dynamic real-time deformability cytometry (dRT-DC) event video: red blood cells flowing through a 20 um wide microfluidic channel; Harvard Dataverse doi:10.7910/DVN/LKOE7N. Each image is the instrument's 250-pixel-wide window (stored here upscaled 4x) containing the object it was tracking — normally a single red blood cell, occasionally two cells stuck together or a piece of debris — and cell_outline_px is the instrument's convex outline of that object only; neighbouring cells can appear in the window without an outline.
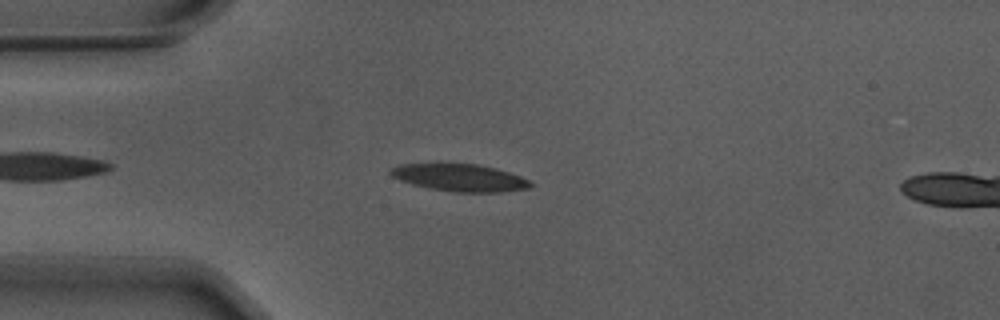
{"species": "Egyptian fruit bat (a non-hibernating species)", "species_latin": "Rousettus aegyptiacus", "temperature_condition": "warm", "stored_images_in_passage": 42, "camera_frame_rate_fps": 3000, "um_per_image_px": 0.085, "animal": {"sex": "male"}, "frame": {"image": 1, "passage_image": 6, "time_ms": 1.667, "image_size_px": [1000, 320], "cell_outline_px": [[532, 184], [528, 188], [500, 192], [456, 192], [428, 188], [412, 184], [400, 180], [392, 176], [388, 172], [392, 168], [400, 164], [476, 164], [496, 168], [520, 176], [528, 180]], "centroid_in_image_um": [39.06, 15.1], "position_along_channel_um": 45.9, "area_um2": 21.96}}
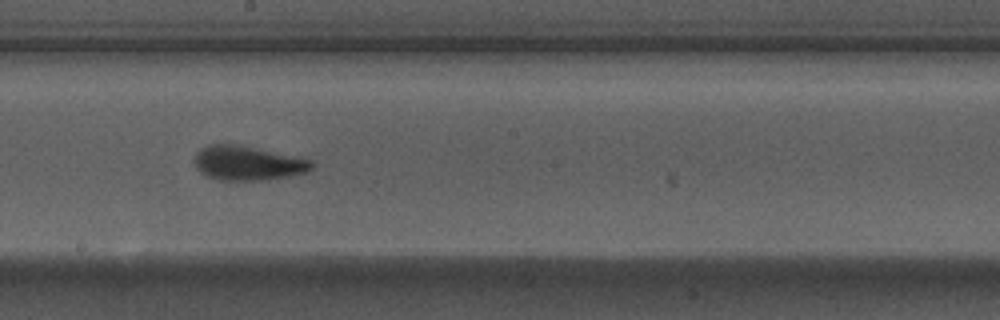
{"frame": {"image": 2, "passage_image": 22, "time_ms": 7.0, "image_size_px": [1000, 320], "cell_outline_px": [[316, 164], [308, 172], [288, 176], [260, 180], [220, 180], [208, 176], [200, 172], [196, 168], [192, 160], [196, 152], [200, 148], [208, 144], [232, 144], [312, 160]], "centroid_in_image_um": [21.0, 13.87], "position_along_channel_um": 227.2, "area_um2": 23.24}}
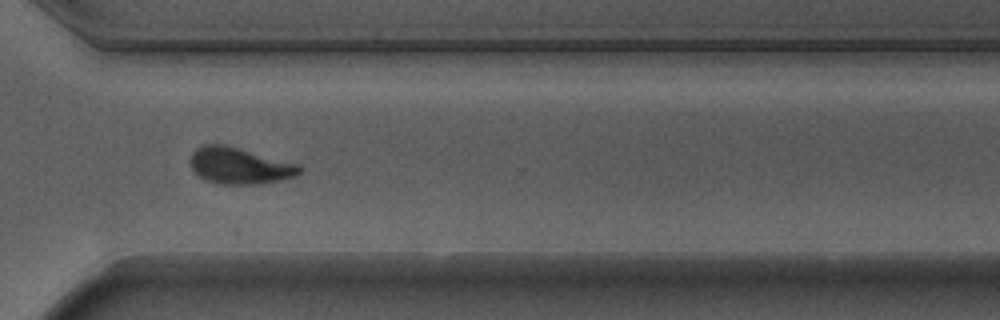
{"frame": {"image": 3, "passage_image": 32, "time_ms": 10.333, "image_size_px": [1000, 320], "cell_outline_px": [[304, 168], [300, 172], [292, 176], [280, 180], [256, 184], [220, 184], [204, 180], [192, 168], [188, 160], [192, 152], [196, 148], [204, 144], [224, 144], [300, 164]], "centroid_in_image_um": [20.33, 14.08], "position_along_channel_um": 350.3, "area_um2": 23.24}, "authors_computed_cell_mechanics": {"area_um2": 22.4553, "velocity_mm_per_s": 3.6968, "shape_relaxation_time_tau1_ms": 3.2199, "shape_relaxation_time_tau2_ms": 1.3403, "deformation_change_tau1": 0.1561, "deformation_change_tau2": 0.0743}}